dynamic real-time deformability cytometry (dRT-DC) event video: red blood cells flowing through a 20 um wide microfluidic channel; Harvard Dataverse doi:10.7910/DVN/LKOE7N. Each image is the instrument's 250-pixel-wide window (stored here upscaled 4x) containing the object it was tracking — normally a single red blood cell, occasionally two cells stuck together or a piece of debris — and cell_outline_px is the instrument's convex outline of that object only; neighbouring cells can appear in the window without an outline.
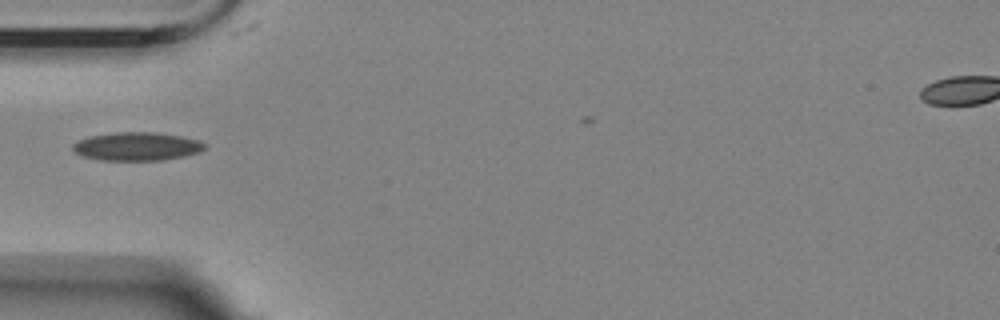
{"species": "Egyptian fruit bat (a non-hibernating species)", "species_latin": "Rousettus aegyptiacus", "temperature_condition": "room temperature", "stored_images_in_passage": 29, "camera_frame_rate_fps": 3000, "um_per_image_px": 0.085, "animal": {"sex": "female"}, "frame": {"image": 1, "passage_image": 1, "time_ms": 0.0, "image_size_px": [1000, 320], "cell_outline_px": [[208, 144], [200, 152], [184, 156], [160, 160], [100, 160], [80, 156], [72, 148], [72, 144], [88, 136], [112, 132], [156, 132], [180, 136], [196, 140]], "centroid_in_image_um": [11.61, 12.44], "position_along_channel_um": 73.4, "area_um2": 21.85}}
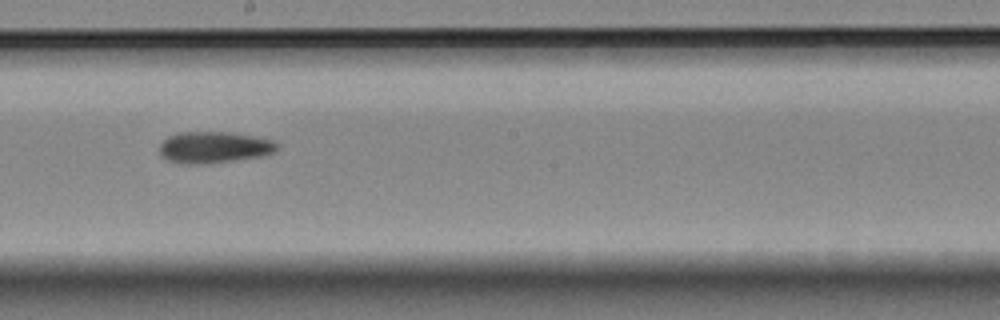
{"frame": {"image": 2, "passage_image": 14, "time_ms": 4.333, "image_size_px": [1000, 320], "cell_outline_px": [[280, 144], [276, 152], [264, 156], [208, 164], [184, 164], [164, 160], [160, 156], [160, 144], [168, 136], [180, 132], [228, 132], [252, 136], [272, 140]], "centroid_in_image_um": [18.19, 12.54], "position_along_channel_um": 230.0, "area_um2": 21.91}}
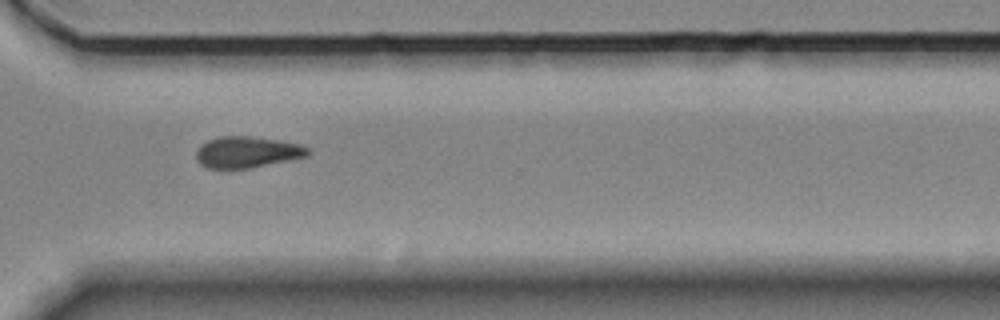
{"frame": {"image": 3, "passage_image": 24, "time_ms": 7.667, "image_size_px": [1000, 320], "cell_outline_px": [[312, 152], [308, 156], [292, 160], [248, 168], [220, 172], [204, 168], [196, 160], [196, 152], [200, 144], [208, 140], [220, 136], [248, 136], [276, 140], [300, 144], [308, 148]], "centroid_in_image_um": [20.94, 12.98], "position_along_channel_um": 349.7, "area_um2": 21.1}}